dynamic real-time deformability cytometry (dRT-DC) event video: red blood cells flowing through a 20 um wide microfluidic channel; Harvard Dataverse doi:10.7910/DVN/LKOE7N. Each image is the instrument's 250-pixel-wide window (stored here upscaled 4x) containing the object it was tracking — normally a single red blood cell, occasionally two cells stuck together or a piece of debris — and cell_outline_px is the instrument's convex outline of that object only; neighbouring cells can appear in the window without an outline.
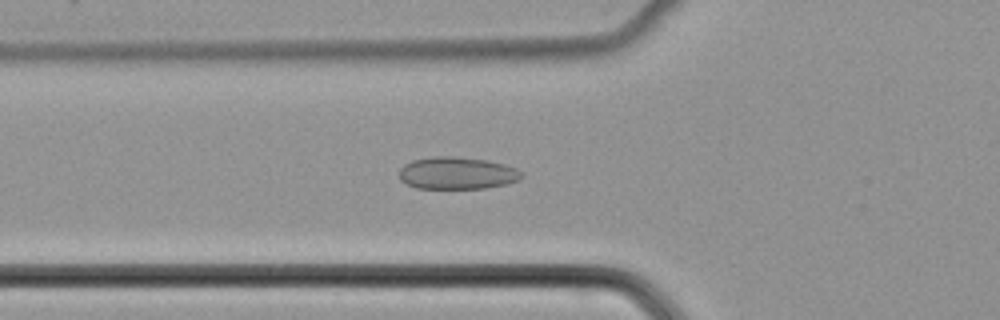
{"species": "common noctule bat (a hibernating species)", "species_latin": "Nyctalus noctula", "temperature_condition": "cold", "stored_images_in_passage": 29, "camera_frame_rate_fps": 3000, "um_per_image_px": 0.085, "animal": {"sex": "female", "body_mass_g": 22.7, "forearm_length_mm": 54.2}, "frame": {"image": 1, "passage_image": 5, "time_ms": 1.333, "image_size_px": [1000, 320], "cell_outline_px": [[524, 176], [520, 180], [504, 184], [484, 188], [416, 188], [400, 180], [400, 168], [404, 164], [412, 160], [432, 156], [460, 156], [488, 160], [504, 164], [516, 168]], "centroid_in_image_um": [38.85, 14.7], "position_along_channel_um": 87.0, "area_um2": 23.12}}
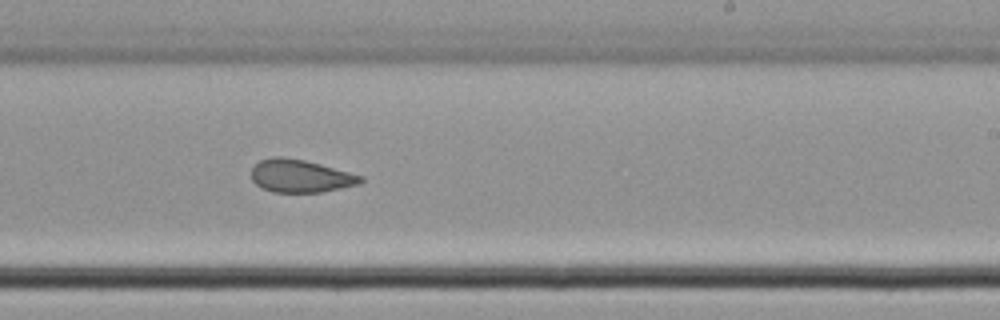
{"frame": {"image": 2, "passage_image": 18, "time_ms": 5.667, "image_size_px": [1000, 320], "cell_outline_px": [[364, 180], [360, 184], [320, 192], [272, 192], [256, 184], [252, 180], [252, 168], [260, 160], [272, 156], [280, 156], [304, 160], [320, 164], [364, 176]], "centroid_in_image_um": [25.54, 14.95], "position_along_channel_um": 263.5, "area_um2": 20.81}}
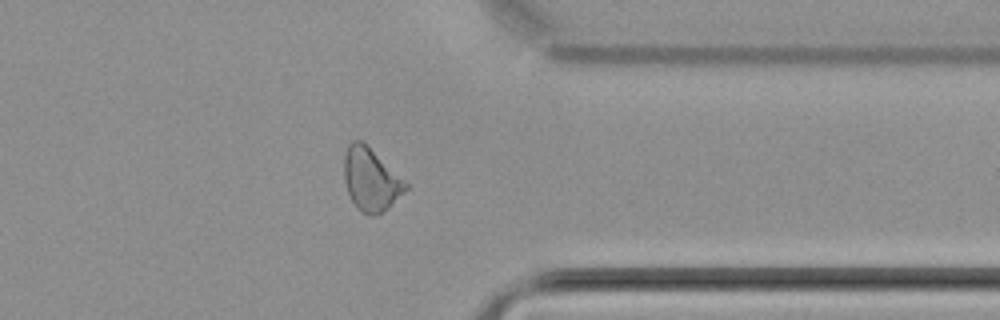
{"frame": {"image": 3, "passage_image": 27, "time_ms": 8.667, "image_size_px": [1000, 320], "cell_outline_px": [[408, 188], [388, 208], [376, 216], [364, 212], [352, 200], [348, 192], [344, 180], [344, 156], [348, 144], [352, 140], [360, 140], [408, 184]], "centroid_in_image_um": [31.5, 15.26], "position_along_channel_um": 379.9, "area_um2": 21.73}}